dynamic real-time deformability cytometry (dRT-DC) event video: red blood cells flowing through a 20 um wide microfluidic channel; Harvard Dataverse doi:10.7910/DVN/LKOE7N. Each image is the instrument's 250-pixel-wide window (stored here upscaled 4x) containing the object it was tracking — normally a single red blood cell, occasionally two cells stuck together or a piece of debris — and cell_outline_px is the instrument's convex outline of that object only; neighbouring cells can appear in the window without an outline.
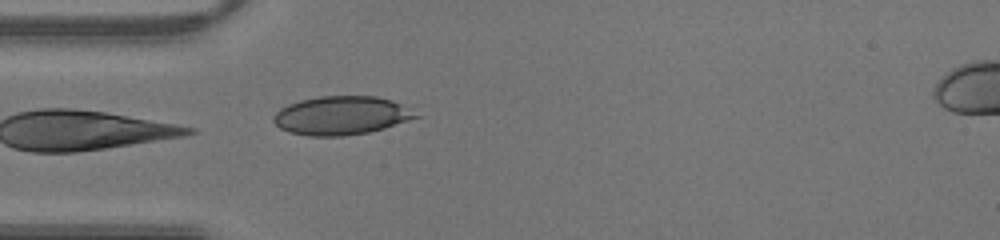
{"species": "human", "species_latin": "Homo sapiens", "temperature_condition": "warm", "stored_images_in_passage": 12, "camera_frame_rate_fps": 3000, "um_per_image_px": 0.085, "donor": {"sex": "male"}, "frame": {"image": 1, "passage_image": 12, "time_ms": 3.667, "image_size_px": [1000, 240], "cell_outline_px": [[420, 116], [384, 128], [368, 132], [344, 136], [308, 136], [288, 132], [280, 128], [272, 120], [272, 116], [280, 108], [288, 104], [300, 100], [320, 96], [376, 96], [392, 100], [400, 104]], "centroid_in_image_um": [28.95, 9.82], "position_along_channel_um": 56.1, "area_um2": 31.85}}